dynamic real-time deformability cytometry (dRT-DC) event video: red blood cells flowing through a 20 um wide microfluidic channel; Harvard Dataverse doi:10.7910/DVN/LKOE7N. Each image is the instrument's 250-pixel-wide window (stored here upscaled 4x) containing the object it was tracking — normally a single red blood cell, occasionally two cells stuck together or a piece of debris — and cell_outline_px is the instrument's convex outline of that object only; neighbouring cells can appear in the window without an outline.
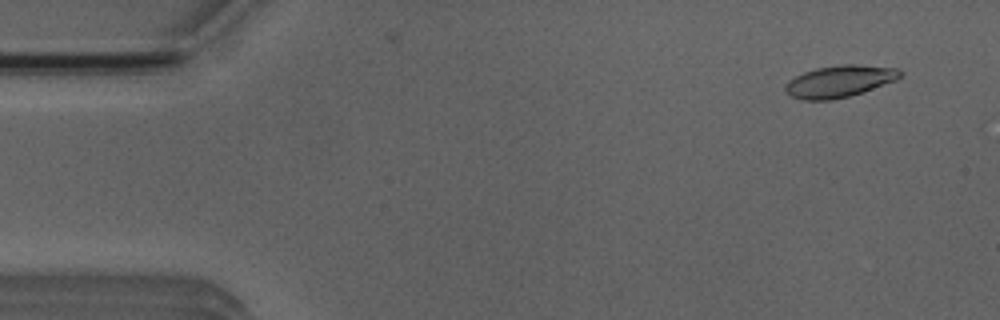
{"species": "Egyptian fruit bat (a non-hibernating species)", "species_latin": "Rousettus aegyptiacus", "temperature_condition": "room temperature", "stored_images_in_passage": 2, "camera_frame_rate_fps": 3000, "um_per_image_px": 0.085, "animal": {"sex": "male"}, "frame": {"image": 1, "passage_image": 1, "time_ms": 0.0, "image_size_px": [1000, 320], "cell_outline_px": [[904, 72], [896, 80], [864, 92], [848, 96], [828, 100], [804, 100], [792, 96], [784, 88], [788, 80], [804, 72], [816, 68], [840, 64], [856, 64], [896, 68]], "centroid_in_image_um": [71.37, 6.9], "position_along_channel_um": 13.6, "area_um2": 21.21}}